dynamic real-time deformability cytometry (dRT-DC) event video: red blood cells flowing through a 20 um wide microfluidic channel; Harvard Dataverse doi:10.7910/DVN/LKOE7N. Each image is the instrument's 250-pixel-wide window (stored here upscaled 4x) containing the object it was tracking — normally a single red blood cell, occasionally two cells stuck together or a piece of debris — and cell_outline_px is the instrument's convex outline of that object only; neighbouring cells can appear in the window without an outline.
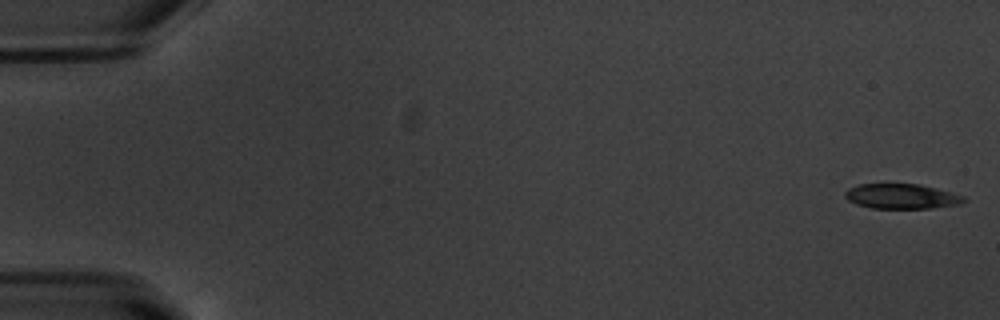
{"species": "common noctule bat (a hibernating species)", "species_latin": "Nyctalus noctula", "temperature_condition": "warm", "stored_images_in_passage": 54, "camera_frame_rate_fps": 3000, "um_per_image_px": 0.085, "animal": {"sex": "male", "body_mass_g": 20.1, "forearm_length_mm": 53.5}, "frame": {"image": 1, "passage_image": 1, "time_ms": 0.0, "image_size_px": [1000, 320], "cell_outline_px": [[968, 200], [960, 204], [932, 208], [872, 208], [856, 204], [848, 200], [844, 196], [844, 192], [848, 188], [860, 184], [920, 184], [964, 196]], "centroid_in_image_um": [76.62, 16.69], "position_along_channel_um": 8.4, "area_um2": 17.22}}
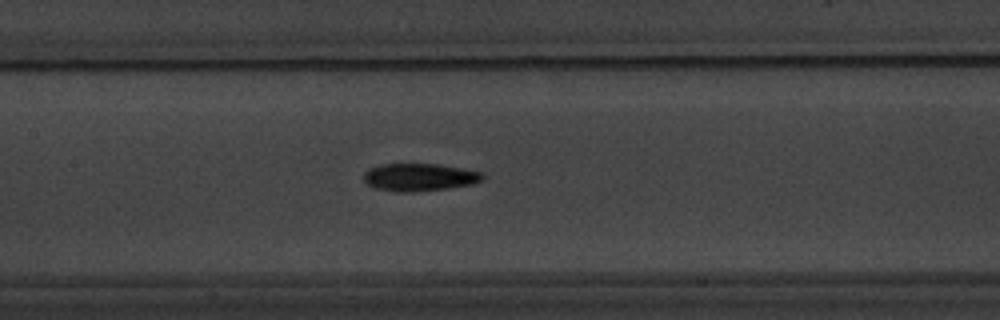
{"frame": {"image": 2, "passage_image": 26, "time_ms": 8.333, "image_size_px": [1000, 320], "cell_outline_px": [[484, 180], [472, 184], [448, 188], [412, 192], [396, 192], [372, 188], [364, 180], [364, 172], [368, 168], [380, 164], [436, 164], [464, 168], [484, 172]], "centroid_in_image_um": [35.65, 15.06], "position_along_channel_um": 171.7, "area_um2": 19.42}}
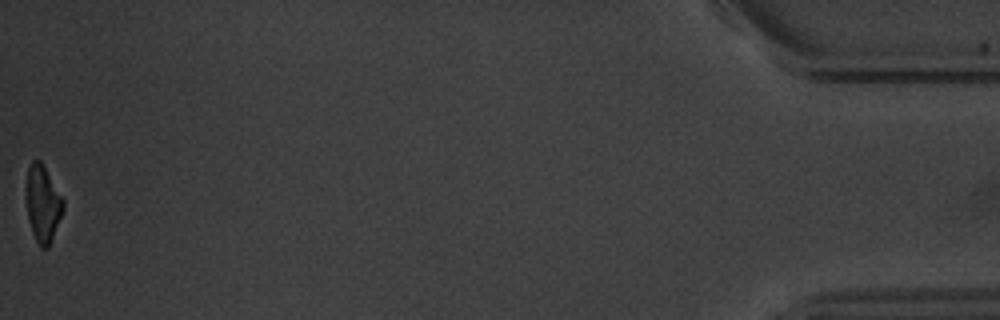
{"frame": {"image": 3, "passage_image": 54, "time_ms": 17.667, "image_size_px": [1000, 320], "cell_outline_px": [[64, 208], [52, 240], [48, 248], [40, 248], [32, 232], [28, 220], [24, 196], [28, 168], [32, 160], [40, 160], [64, 200]], "centroid_in_image_um": [3.61, 17.33], "position_along_channel_um": 431.6, "area_um2": 16.76}, "authors_computed_cell_mechanics": {"area_um2": 18.6405, "velocity_mm_per_s": 3.7719, "shape_relaxation_time_tau1_ms": 3.1657, "shape_relaxation_time_tau2_ms": 6.5876, "deformation_change_tau1": 0.1453, "deformation_change_tau2": 0.142}}